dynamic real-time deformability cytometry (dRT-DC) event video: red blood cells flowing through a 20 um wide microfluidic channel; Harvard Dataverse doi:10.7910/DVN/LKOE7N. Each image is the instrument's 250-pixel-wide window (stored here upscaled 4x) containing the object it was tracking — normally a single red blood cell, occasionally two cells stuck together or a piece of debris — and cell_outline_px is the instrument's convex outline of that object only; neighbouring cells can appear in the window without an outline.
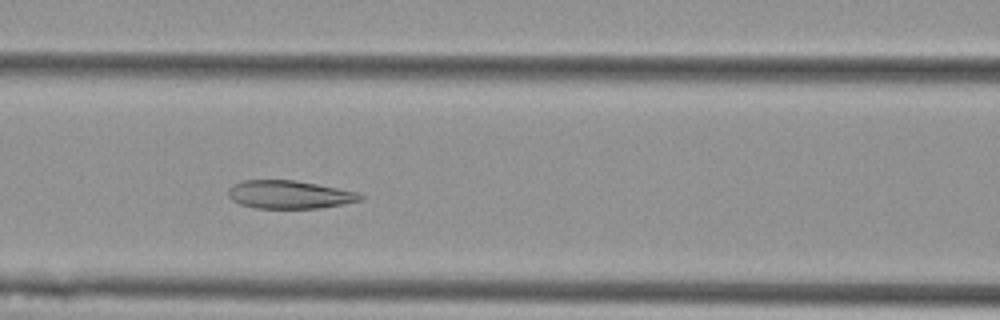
{"species": "Egyptian fruit bat (a non-hibernating species)", "species_latin": "Rousettus aegyptiacus", "temperature_condition": "cold", "stored_images_in_passage": 48, "camera_frame_rate_fps": 3000, "um_per_image_px": 0.085, "animal": {"sex": "female"}, "frame": {"image": 1, "passage_image": 16, "time_ms": 5.0, "image_size_px": [1000, 320], "cell_outline_px": [[364, 200], [344, 204], [320, 208], [256, 208], [240, 204], [232, 200], [228, 196], [228, 188], [232, 184], [244, 180], [296, 180], [356, 192], [364, 196]], "centroid_in_image_um": [24.58, 16.54], "position_along_channel_um": 142.0, "area_um2": 21.68}}
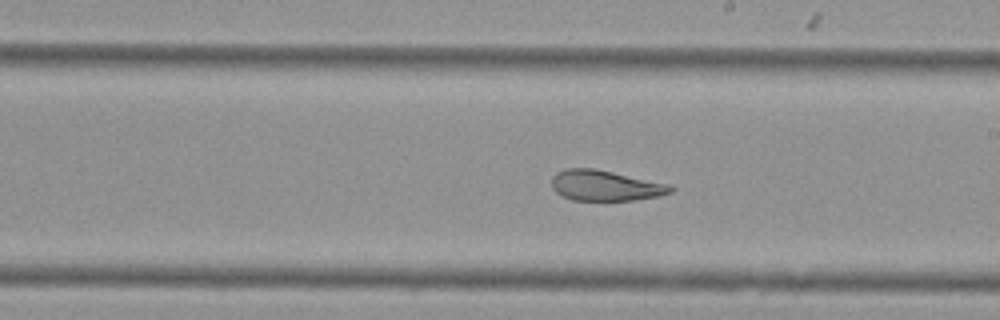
{"frame": {"image": 2, "passage_image": 24, "time_ms": 7.667, "image_size_px": [1000, 320], "cell_outline_px": [[676, 188], [672, 192], [660, 196], [632, 200], [572, 200], [560, 196], [552, 188], [552, 176], [556, 172], [564, 168], [592, 168], [612, 172], [668, 184]], "centroid_in_image_um": [51.42, 15.78], "position_along_channel_um": 237.6, "area_um2": 21.15}}
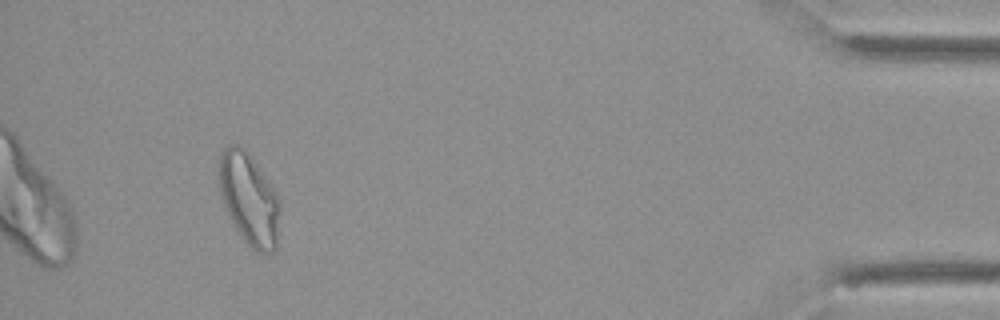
{"frame": {"image": 3, "passage_image": 44, "time_ms": 14.333, "image_size_px": [1000, 320], "cell_outline_px": [[280, 208], [276, 248], [272, 252], [256, 252], [244, 240], [236, 228], [224, 204], [220, 192], [220, 156], [224, 148], [228, 144], [240, 144], [244, 148], [268, 180], [280, 200]], "centroid_in_image_um": [21.19, 16.91], "position_along_channel_um": 414.0, "area_um2": 32.02}, "authors_computed_cell_mechanics": {"area_um2": 25.6632, "velocity_mm_per_s": 3.6036, "shape_relaxation_time_tau1_ms": null, "shape_relaxation_time_tau2_ms": 2.392, "deformation_change_tau1": null, "deformation_change_tau2": 0.0936}}